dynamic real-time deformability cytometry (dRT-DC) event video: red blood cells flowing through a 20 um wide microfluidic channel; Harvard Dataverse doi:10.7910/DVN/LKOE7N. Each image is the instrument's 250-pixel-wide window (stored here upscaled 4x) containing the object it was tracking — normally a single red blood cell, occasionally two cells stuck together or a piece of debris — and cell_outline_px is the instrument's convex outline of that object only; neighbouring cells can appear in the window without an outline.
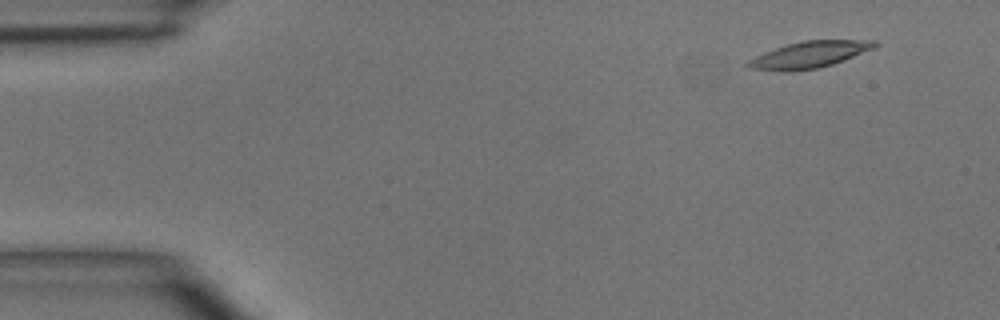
{"species": "common noctule bat (a hibernating species)", "species_latin": "Nyctalus noctula", "temperature_condition": "room temperature", "stored_images_in_passage": 4, "camera_frame_rate_fps": 3000, "um_per_image_px": 0.085, "animal": {"sex": "male", "body_mass_g": 15.6}, "frame": {"image": 1, "passage_image": 1, "time_ms": 0.0, "image_size_px": [1000, 320], "cell_outline_px": [[880, 44], [876, 48], [844, 60], [832, 64], [816, 68], [792, 72], [780, 72], [752, 68], [744, 64], [748, 60], [764, 52], [788, 44], [804, 40], [876, 40]], "centroid_in_image_um": [68.83, 4.65], "position_along_channel_um": 16.2, "area_um2": 19.71}}
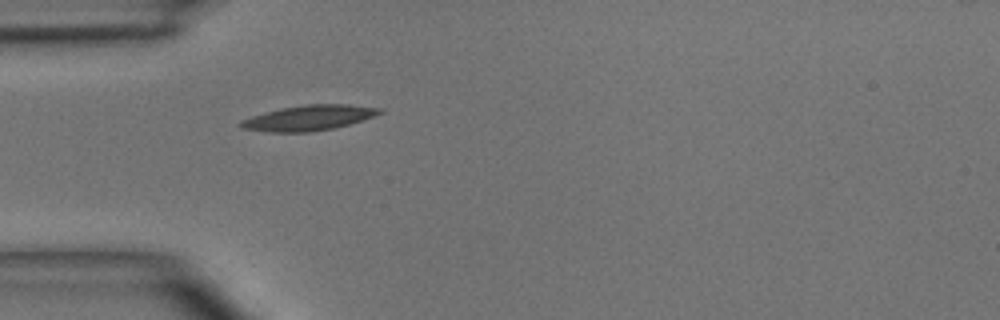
{"frame": {"image": 2, "passage_image": 4, "time_ms": 3.333, "image_size_px": [1000, 320], "cell_outline_px": [[384, 112], [348, 124], [332, 128], [312, 132], [268, 132], [240, 128], [236, 124], [240, 120], [252, 116], [280, 108], [304, 104], [348, 104], [384, 108]], "centroid_in_image_um": [26.2, 10.01], "position_along_channel_um": 58.8, "area_um2": 20.52}}